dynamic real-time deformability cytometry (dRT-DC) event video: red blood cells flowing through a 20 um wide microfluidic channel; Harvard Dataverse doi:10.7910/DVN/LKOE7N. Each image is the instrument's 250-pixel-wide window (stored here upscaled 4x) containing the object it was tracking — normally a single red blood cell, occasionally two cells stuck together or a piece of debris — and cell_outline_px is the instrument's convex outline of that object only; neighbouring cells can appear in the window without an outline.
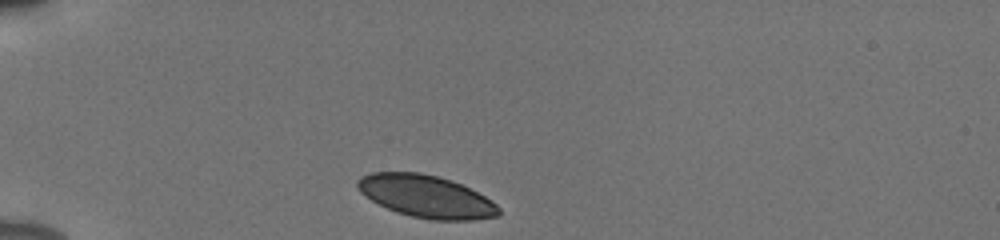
{"species": "human", "species_latin": "Homo sapiens", "temperature_condition": "cold", "stored_images_in_passage": 34, "camera_frame_rate_fps": 3000, "um_per_image_px": 0.085, "donor": {"sex": "male"}, "frame": {"image": 1, "passage_image": 1, "time_ms": 0.0, "image_size_px": [1000, 240], "cell_outline_px": [[500, 216], [472, 220], [432, 220], [412, 216], [396, 212], [364, 196], [360, 192], [356, 184], [356, 180], [360, 176], [372, 172], [420, 172], [452, 180], [492, 200], [500, 208]], "centroid_in_image_um": [36.22, 16.69], "position_along_channel_um": 48.8, "area_um2": 34.85}}
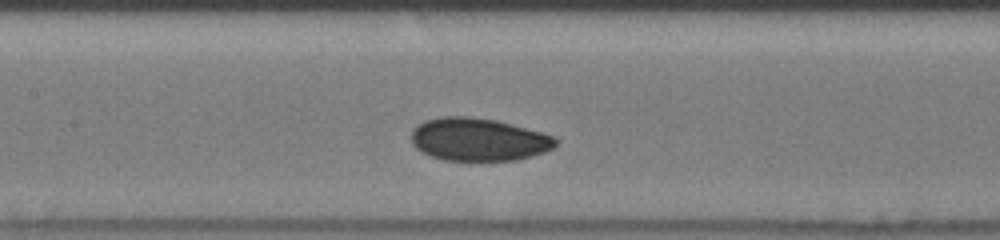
{"frame": {"image": 2, "passage_image": 13, "time_ms": 4.0, "image_size_px": [1000, 240], "cell_outline_px": [[556, 144], [552, 148], [544, 152], [516, 160], [444, 160], [432, 156], [416, 148], [412, 144], [412, 128], [416, 124], [424, 120], [444, 116], [468, 116], [496, 120], [540, 132], [552, 136], [556, 140]], "centroid_in_image_um": [40.62, 11.84], "position_along_channel_um": 166.8, "area_um2": 35.78}}
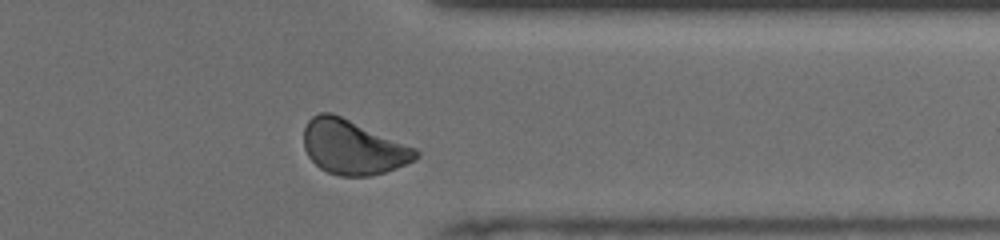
{"frame": {"image": 3, "passage_image": 30, "time_ms": 9.667, "image_size_px": [1000, 240], "cell_outline_px": [[420, 156], [416, 160], [396, 168], [372, 176], [340, 176], [328, 172], [320, 168], [308, 156], [304, 148], [304, 128], [308, 120], [312, 116], [320, 112], [332, 112], [416, 148], [420, 152]], "centroid_in_image_um": [30.01, 12.51], "position_along_channel_um": 381.4, "area_um2": 35.6}, "authors_computed_cell_mechanics": {"area_um2": 35.6048, "velocity_mm_per_s": 3.818, "shape_relaxation_time_tau1_ms": 2.5458, "shape_relaxation_time_tau2_ms": null, "deformation_change_tau1": 0.0769, "deformation_change_tau2": null}}